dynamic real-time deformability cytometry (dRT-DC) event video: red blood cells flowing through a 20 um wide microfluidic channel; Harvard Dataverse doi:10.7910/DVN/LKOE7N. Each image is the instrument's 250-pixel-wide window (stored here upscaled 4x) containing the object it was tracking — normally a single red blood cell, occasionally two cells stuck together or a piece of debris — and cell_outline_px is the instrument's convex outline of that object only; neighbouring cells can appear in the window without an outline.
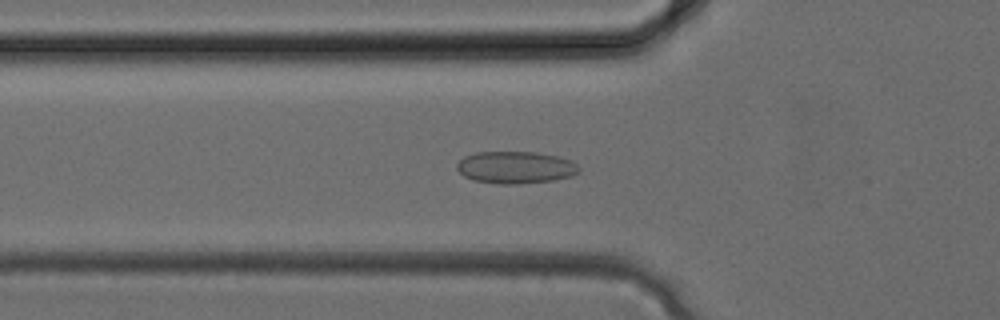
{"species": "common noctule bat (a hibernating species)", "species_latin": "Nyctalus noctula", "temperature_condition": "cold", "stored_images_in_passage": 32, "camera_frame_rate_fps": 3000, "um_per_image_px": 0.085, "animal": {"sex": "female", "body_mass_g": 24.6, "forearm_length_mm": 56.2}, "frame": {"image": 1, "passage_image": 10, "time_ms": 3.0, "image_size_px": [1000, 320], "cell_outline_px": [[580, 172], [572, 176], [552, 180], [516, 184], [500, 184], [472, 180], [464, 176], [456, 168], [456, 164], [464, 156], [476, 152], [536, 152], [556, 156], [572, 160], [580, 168]], "centroid_in_image_um": [43.82, 14.23], "position_along_channel_um": 82.0, "area_um2": 22.95}}
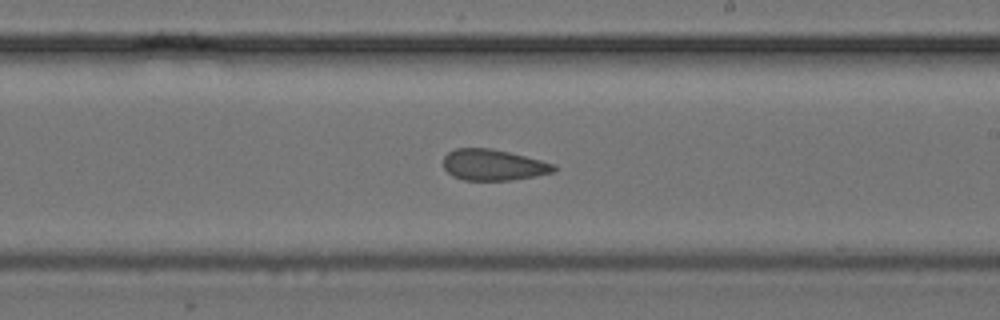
{"frame": {"image": 2, "passage_image": 18, "time_ms": 5.667, "image_size_px": [1000, 320], "cell_outline_px": [[556, 168], [552, 172], [536, 176], [512, 180], [464, 180], [452, 176], [444, 168], [444, 156], [448, 152], [456, 148], [492, 148], [556, 164]], "centroid_in_image_um": [41.91, 14.02], "position_along_channel_um": 247.1, "area_um2": 19.94}}
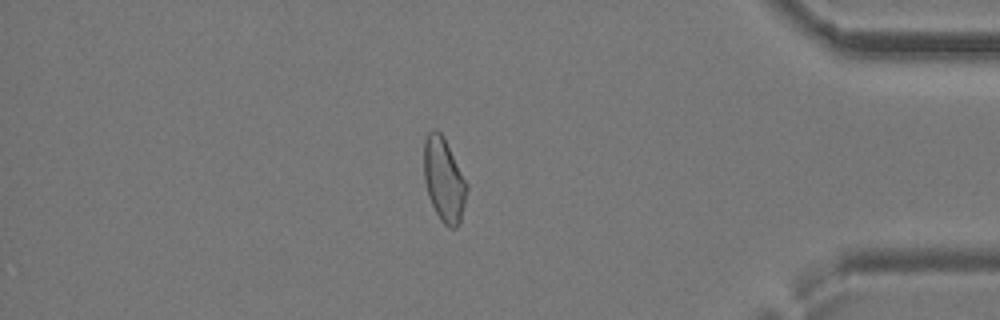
{"frame": {"image": 3, "passage_image": 27, "time_ms": 8.667, "image_size_px": [1000, 320], "cell_outline_px": [[468, 188], [460, 220], [456, 228], [448, 228], [440, 220], [428, 196], [424, 180], [424, 140], [428, 132], [436, 128], [444, 136], [468, 184]], "centroid_in_image_um": [37.73, 15.25], "position_along_channel_um": 397.5, "area_um2": 21.04}}